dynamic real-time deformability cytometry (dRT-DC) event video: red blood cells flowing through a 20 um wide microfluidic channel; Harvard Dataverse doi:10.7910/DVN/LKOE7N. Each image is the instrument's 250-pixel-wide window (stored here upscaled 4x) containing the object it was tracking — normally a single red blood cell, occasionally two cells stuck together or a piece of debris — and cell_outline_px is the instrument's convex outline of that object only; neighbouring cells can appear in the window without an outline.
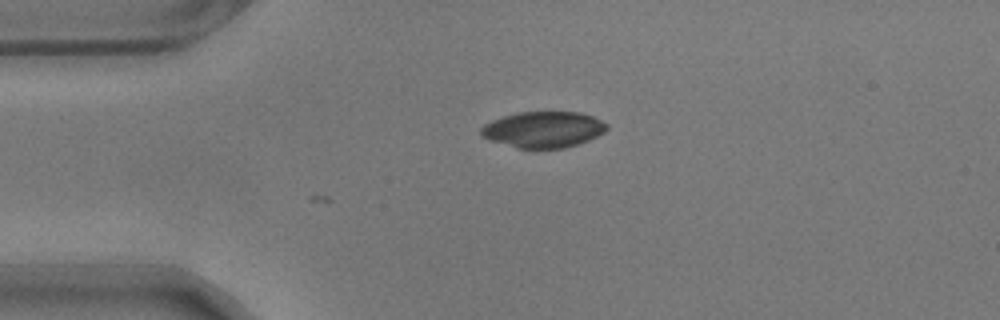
{"species": "common noctule bat (a hibernating species)", "species_latin": "Nyctalus noctula", "temperature_condition": "warm", "stored_images_in_passage": 11, "camera_frame_rate_fps": 3000, "um_per_image_px": 0.085, "animal": {"sex": "male", "body_mass_g": 17.9}, "frame": {"image": 1, "passage_image": 1, "time_ms": 0.0, "image_size_px": [1000, 320], "cell_outline_px": [[608, 128], [604, 132], [580, 144], [564, 148], [516, 148], [480, 136], [480, 128], [484, 124], [492, 120], [516, 112], [580, 112], [592, 116], [608, 124]], "centroid_in_image_um": [46.18, 11.01], "position_along_channel_um": 38.8, "area_um2": 26.47}}
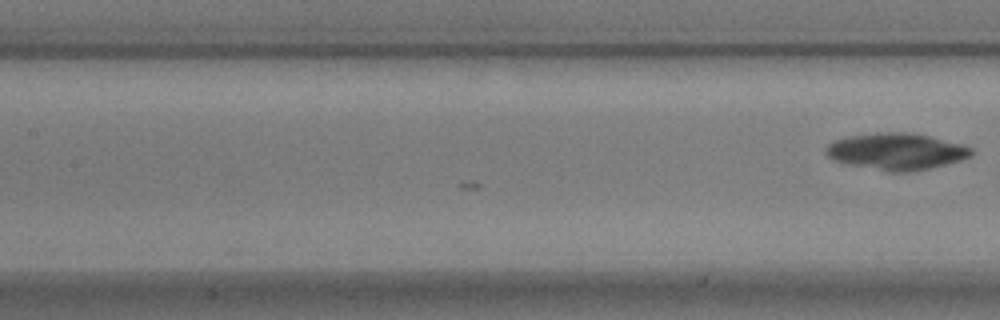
{"frame": {"image": 2, "passage_image": 11, "time_ms": 3.333, "image_size_px": [1000, 320], "cell_outline_px": [[976, 152], [972, 156], [960, 160], [932, 168], [912, 172], [888, 172], [848, 164], [836, 160], [828, 156], [824, 152], [824, 148], [828, 144], [836, 140], [848, 136], [876, 132], [904, 132], [928, 136], [964, 144], [972, 148]], "centroid_in_image_um": [76.23, 12.88], "position_along_channel_um": 131.2, "area_um2": 31.27}}